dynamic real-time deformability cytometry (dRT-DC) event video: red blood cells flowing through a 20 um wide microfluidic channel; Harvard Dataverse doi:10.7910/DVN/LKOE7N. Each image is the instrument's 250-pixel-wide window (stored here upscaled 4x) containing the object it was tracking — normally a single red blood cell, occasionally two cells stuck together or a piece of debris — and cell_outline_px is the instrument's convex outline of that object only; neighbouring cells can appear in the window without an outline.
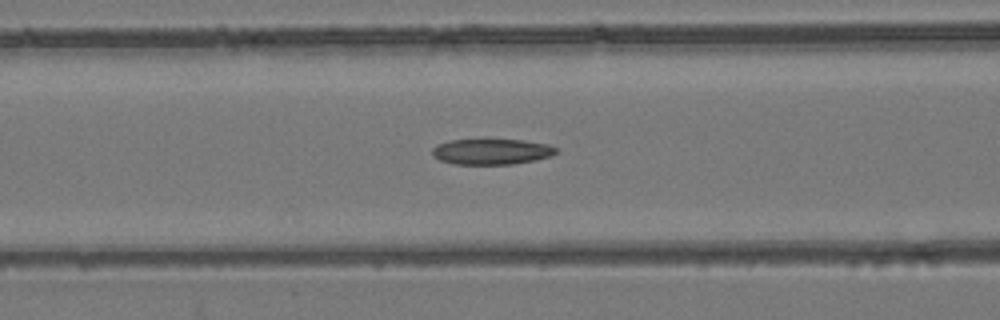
{"species": "common noctule bat (a hibernating species)", "species_latin": "Nyctalus noctula", "temperature_condition": "room temperature", "stored_images_in_passage": 53, "camera_frame_rate_fps": 3000, "um_per_image_px": 0.085, "animal": {"sex": "female", "body_mass_g": 24.6, "forearm_length_mm": 56.2}, "frame": {"image": 1, "passage_image": 22, "time_ms": 7.0, "image_size_px": [1000, 320], "cell_outline_px": [[556, 152], [552, 156], [536, 160], [512, 164], [456, 164], [440, 160], [432, 156], [432, 148], [436, 144], [448, 140], [484, 136], [524, 140], [548, 144], [556, 148]], "centroid_in_image_um": [41.74, 12.83], "position_along_channel_um": 124.9, "area_um2": 19.65}}
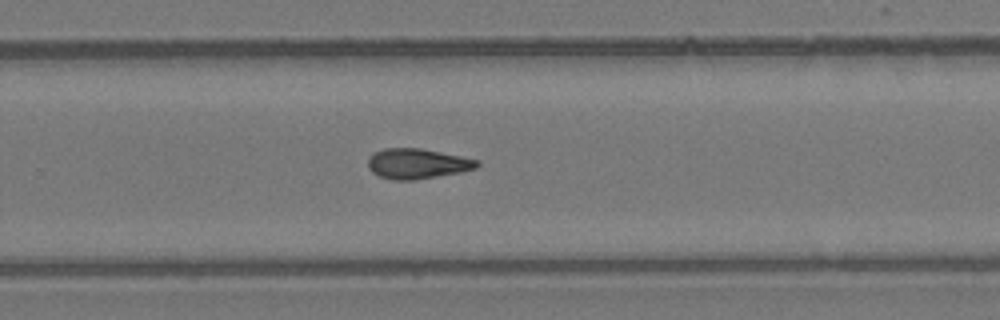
{"frame": {"image": 2, "passage_image": 35, "time_ms": 11.333, "image_size_px": [1000, 320], "cell_outline_px": [[480, 164], [476, 168], [460, 172], [412, 180], [392, 180], [380, 176], [372, 172], [368, 168], [368, 160], [376, 152], [384, 148], [420, 148], [480, 160]], "centroid_in_image_um": [35.48, 13.91], "position_along_channel_um": 294.3, "area_um2": 18.96}}
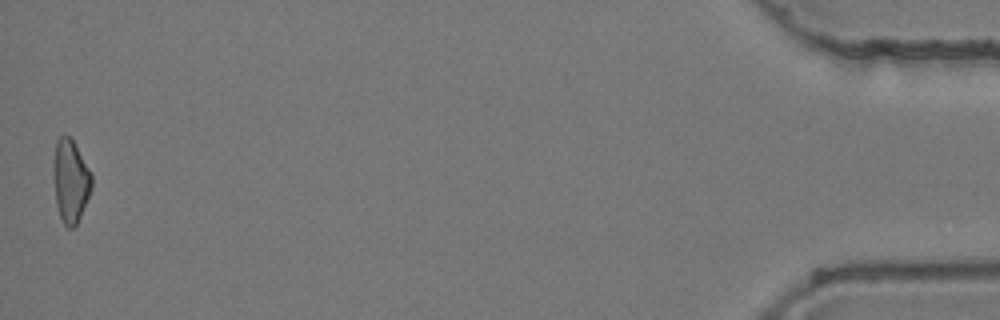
{"frame": {"image": 3, "passage_image": 53, "time_ms": 17.333, "image_size_px": [1000, 320], "cell_outline_px": [[92, 188], [80, 216], [76, 224], [72, 228], [68, 228], [64, 224], [60, 216], [56, 204], [56, 140], [60, 136], [68, 136], [72, 140], [92, 176]], "centroid_in_image_um": [6.04, 15.44], "position_along_channel_um": 429.2, "area_um2": 17.28}, "authors_computed_cell_mechanics": {"area_um2": 19.1318, "velocity_mm_per_s": 3.9216, "shape_relaxation_time_tau1_ms": null, "shape_relaxation_time_tau2_ms": 5.2786, "deformation_change_tau1": null, "deformation_change_tau2": 0.1418}}